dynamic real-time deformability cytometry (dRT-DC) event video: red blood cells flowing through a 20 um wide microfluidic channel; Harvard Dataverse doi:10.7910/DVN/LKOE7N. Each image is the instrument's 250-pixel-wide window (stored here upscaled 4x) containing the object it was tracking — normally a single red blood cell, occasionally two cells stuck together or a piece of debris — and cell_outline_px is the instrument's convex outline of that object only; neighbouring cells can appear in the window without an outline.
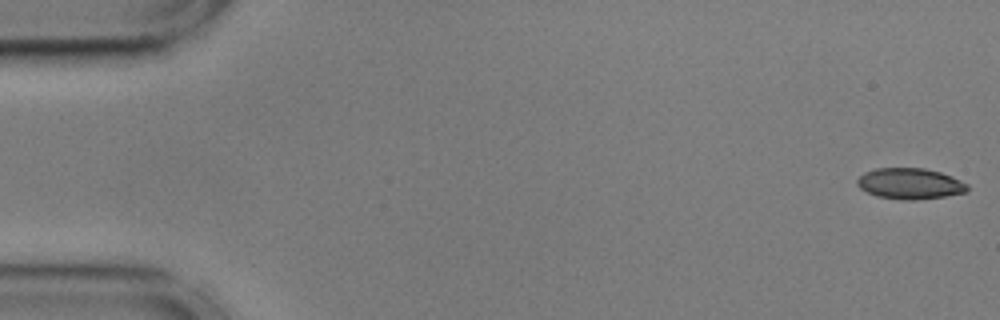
{"species": "common noctule bat (a hibernating species)", "species_latin": "Nyctalus noctula", "temperature_condition": "cold", "stored_images_in_passage": 55, "camera_frame_rate_fps": 3000, "um_per_image_px": 0.085, "animal": {"sex": "male", "body_mass_g": 17.9, "forearm_length_mm": 54.2}, "frame": {"image": 1, "passage_image": 1, "time_ms": 0.0, "image_size_px": [1000, 320], "cell_outline_px": [[968, 192], [944, 196], [912, 200], [908, 200], [876, 196], [860, 188], [856, 184], [856, 180], [864, 172], [876, 168], [924, 168], [940, 172], [952, 176], [968, 184]], "centroid_in_image_um": [77.35, 15.6], "position_along_channel_um": 7.7, "area_um2": 19.83}}
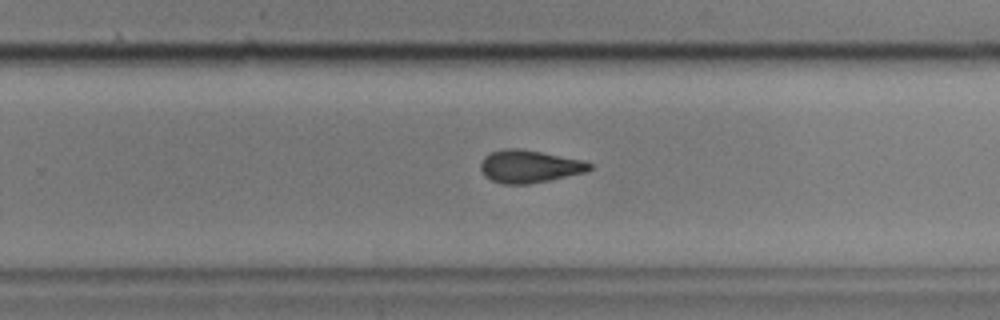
{"frame": {"image": 2, "passage_image": 35, "time_ms": 11.333, "image_size_px": [1000, 320], "cell_outline_px": [[592, 168], [584, 172], [552, 180], [528, 184], [500, 184], [484, 176], [480, 168], [480, 164], [484, 156], [492, 152], [504, 148], [520, 148], [584, 160], [592, 164]], "centroid_in_image_um": [44.98, 14.15], "position_along_channel_um": 284.8, "area_um2": 20.87}}
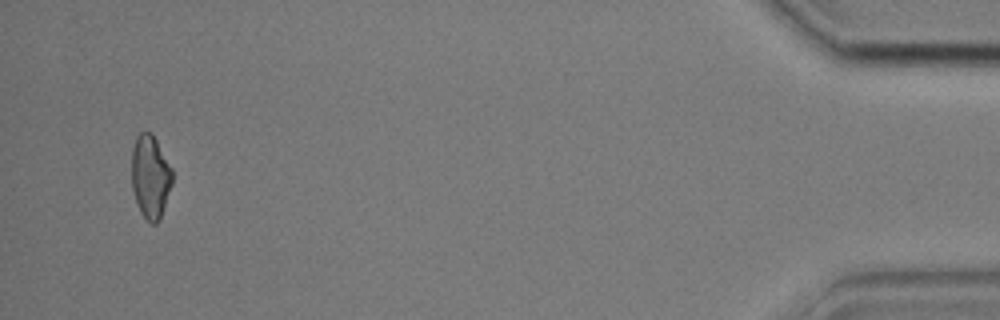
{"frame": {"image": 3, "passage_image": 53, "time_ms": 17.333, "image_size_px": [1000, 320], "cell_outline_px": [[172, 184], [160, 220], [156, 224], [152, 224], [140, 212], [132, 188], [132, 148], [136, 136], [140, 132], [152, 132], [172, 168]], "centroid_in_image_um": [12.78, 15.0], "position_along_channel_um": 422.4, "area_um2": 19.77}, "authors_computed_cell_mechanics": {"area_um2": 20.7502, "velocity_mm_per_s": 3.614, "shape_relaxation_time_tau1_ms": 2.9912, "shape_relaxation_time_tau2_ms": 3.5344, "deformation_change_tau1": 0.1021, "deformation_change_tau2": 0.1004}}